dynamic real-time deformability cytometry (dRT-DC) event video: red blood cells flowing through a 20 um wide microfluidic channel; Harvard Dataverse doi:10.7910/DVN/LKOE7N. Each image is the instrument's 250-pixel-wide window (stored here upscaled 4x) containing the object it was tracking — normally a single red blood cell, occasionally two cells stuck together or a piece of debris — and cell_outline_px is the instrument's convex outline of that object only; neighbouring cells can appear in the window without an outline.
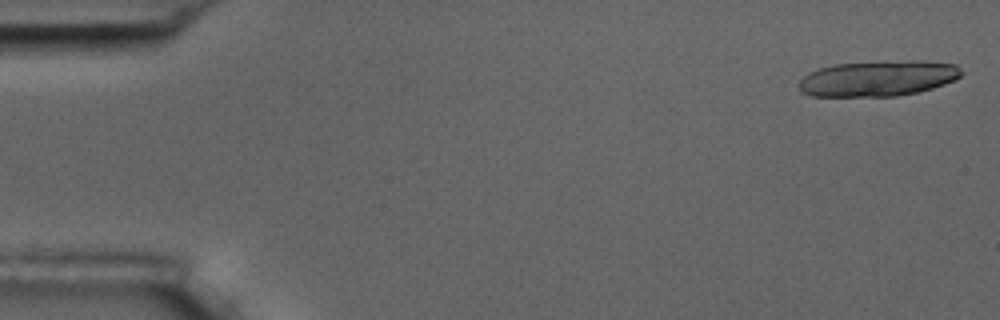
{"species": "common noctule bat (a hibernating species)", "species_latin": "Nyctalus noctula", "temperature_condition": "room temperature", "stored_images_in_passage": 6, "segment_of_instrument_passage": [2, 2], "camera_frame_rate_fps": 3000, "um_per_image_px": 0.085, "animal": {"sex": "male", "body_mass_g": 17.5, "forearm_length_mm": 52.3}, "frame": {"image": 1, "passage_image": 6, "time_ms": 5.667, "image_size_px": [1000, 320], "cell_outline_px": [[964, 72], [960, 76], [944, 84], [932, 88], [916, 92], [896, 96], [812, 96], [800, 92], [800, 80], [808, 72], [820, 68], [836, 64], [912, 60], [916, 60], [956, 64]], "centroid_in_image_um": [74.63, 6.66], "position_along_channel_um": 10.4, "area_um2": 33.52}}